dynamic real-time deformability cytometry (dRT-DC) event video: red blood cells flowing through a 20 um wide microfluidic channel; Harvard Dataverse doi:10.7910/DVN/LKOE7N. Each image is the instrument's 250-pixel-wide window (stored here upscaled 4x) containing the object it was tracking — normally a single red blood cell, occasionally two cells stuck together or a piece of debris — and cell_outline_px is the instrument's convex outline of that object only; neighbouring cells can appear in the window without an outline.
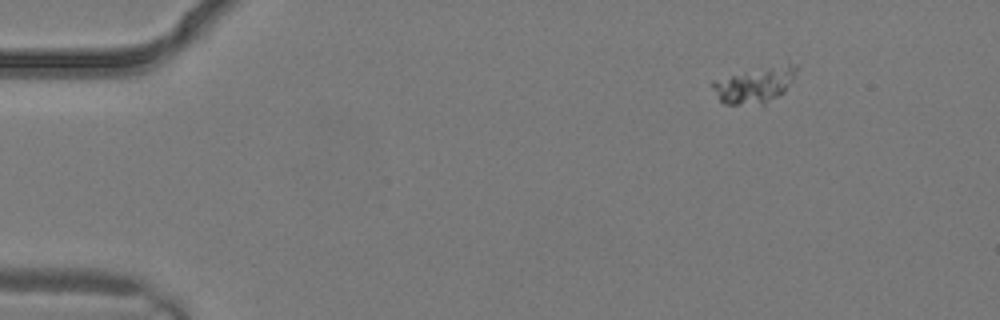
{"species": "common noctule bat (a hibernating species)", "species_latin": "Nyctalus noctula", "temperature_condition": "warm", "stored_images_in_passage": 3, "segment_of_instrument_passage": [2, 2], "camera_frame_rate_fps": 3000, "um_per_image_px": 0.085, "animal": {"sex": "male", "body_mass_g": 19.2, "forearm_length_mm": 51.8}, "frame": {"image": 1, "passage_image": 3, "time_ms": 0.667, "image_size_px": [1000, 320], "cell_outline_px": [[796, 72], [792, 80], [784, 92], [764, 108], [724, 104], [720, 100], [712, 88], [712, 80], [788, 60], [796, 64]], "centroid_in_image_um": [64.21, 7.24], "position_along_channel_um": 20.8, "area_um2": 18.61}}